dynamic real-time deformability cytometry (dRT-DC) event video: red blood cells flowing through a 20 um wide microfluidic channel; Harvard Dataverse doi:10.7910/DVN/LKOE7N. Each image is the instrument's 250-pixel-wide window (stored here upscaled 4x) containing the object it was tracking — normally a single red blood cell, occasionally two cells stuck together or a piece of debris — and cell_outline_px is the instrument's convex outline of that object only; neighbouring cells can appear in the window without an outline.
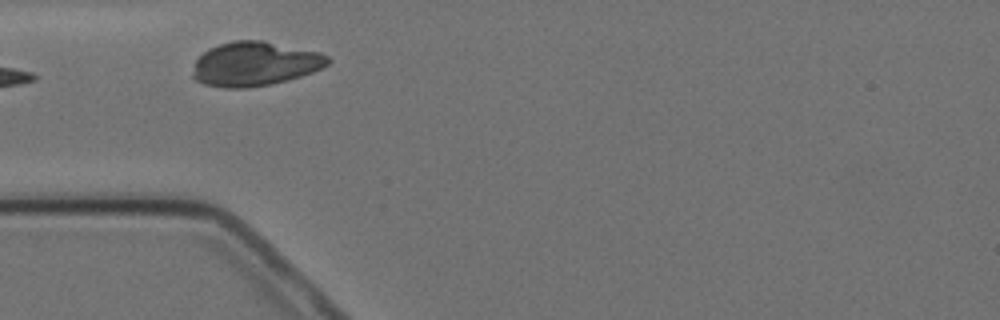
{"species": "Egyptian fruit bat (a non-hibernating species)", "species_latin": "Rousettus aegyptiacus", "temperature_condition": "cold", "stored_images_in_passage": 1, "camera_frame_rate_fps": 3000, "um_per_image_px": 0.085, "animal": {"sex": "female"}, "frame": {"image": 1, "passage_image": 1, "time_ms": 0.0, "image_size_px": [1000, 320], "cell_outline_px": [[332, 60], [328, 64], [312, 72], [300, 76], [272, 84], [248, 88], [224, 88], [204, 84], [196, 80], [192, 76], [192, 72], [196, 60], [208, 48], [220, 44], [236, 40], [264, 40], [320, 52], [328, 56]], "centroid_in_image_um": [21.66, 5.43], "position_along_channel_um": 63.3, "area_um2": 34.91}}